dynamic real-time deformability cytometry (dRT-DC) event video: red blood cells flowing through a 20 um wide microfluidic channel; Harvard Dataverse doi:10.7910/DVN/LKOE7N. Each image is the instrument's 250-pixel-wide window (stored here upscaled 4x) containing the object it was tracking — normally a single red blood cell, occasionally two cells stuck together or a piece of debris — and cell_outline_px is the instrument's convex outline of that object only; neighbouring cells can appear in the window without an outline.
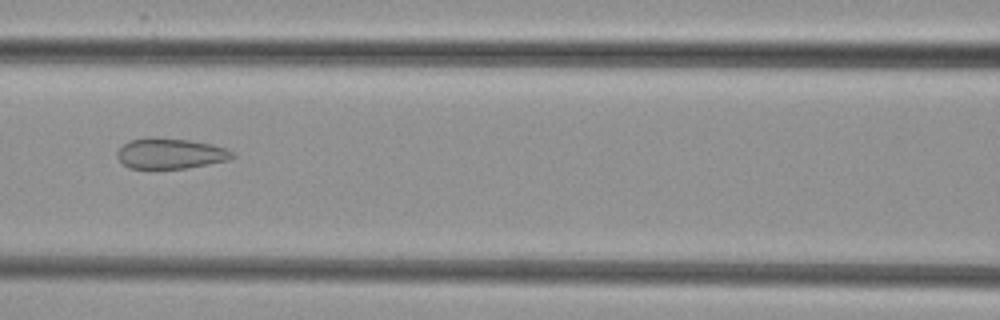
{"species": "common noctule bat (a hibernating species)", "species_latin": "Nyctalus noctula", "temperature_condition": "cold", "stored_images_in_passage": 5, "camera_frame_rate_fps": 3000, "um_per_image_px": 0.085, "animal": {"sex": "female", "body_mass_g": 29.2, "forearm_length_mm": 56.3}, "frame": {"image": 1, "passage_image": 5, "time_ms": 4.667, "image_size_px": [1000, 320], "cell_outline_px": [[236, 156], [228, 160], [208, 164], [184, 168], [152, 172], [128, 168], [116, 156], [116, 152], [124, 144], [132, 140], [148, 136], [188, 140], [212, 144], [236, 152]], "centroid_in_image_um": [14.44, 13.09], "position_along_channel_um": 152.2, "area_um2": 21.27}}